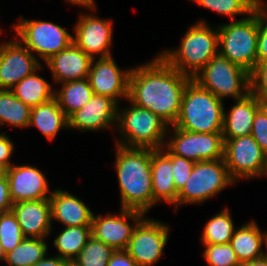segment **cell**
I'll return each instance as SVG.
<instances>
[{"label": "cell", "instance_id": "38", "mask_svg": "<svg viewBox=\"0 0 267 266\" xmlns=\"http://www.w3.org/2000/svg\"><path fill=\"white\" fill-rule=\"evenodd\" d=\"M267 61V8L259 4V31L257 39V63Z\"/></svg>", "mask_w": 267, "mask_h": 266}, {"label": "cell", "instance_id": "33", "mask_svg": "<svg viewBox=\"0 0 267 266\" xmlns=\"http://www.w3.org/2000/svg\"><path fill=\"white\" fill-rule=\"evenodd\" d=\"M115 250L91 237L75 258L81 266H107Z\"/></svg>", "mask_w": 267, "mask_h": 266}, {"label": "cell", "instance_id": "29", "mask_svg": "<svg viewBox=\"0 0 267 266\" xmlns=\"http://www.w3.org/2000/svg\"><path fill=\"white\" fill-rule=\"evenodd\" d=\"M91 237V226L64 227L53 240L58 253L56 255L64 259H75Z\"/></svg>", "mask_w": 267, "mask_h": 266}, {"label": "cell", "instance_id": "40", "mask_svg": "<svg viewBox=\"0 0 267 266\" xmlns=\"http://www.w3.org/2000/svg\"><path fill=\"white\" fill-rule=\"evenodd\" d=\"M15 144L9 134L0 133V171L5 172L12 164L10 160L14 153Z\"/></svg>", "mask_w": 267, "mask_h": 266}, {"label": "cell", "instance_id": "1", "mask_svg": "<svg viewBox=\"0 0 267 266\" xmlns=\"http://www.w3.org/2000/svg\"><path fill=\"white\" fill-rule=\"evenodd\" d=\"M190 79L157 54L146 63L132 67L128 100L155 113L169 126H173Z\"/></svg>", "mask_w": 267, "mask_h": 266}, {"label": "cell", "instance_id": "11", "mask_svg": "<svg viewBox=\"0 0 267 266\" xmlns=\"http://www.w3.org/2000/svg\"><path fill=\"white\" fill-rule=\"evenodd\" d=\"M165 146L174 155L195 163L224 158L222 133H196L169 126Z\"/></svg>", "mask_w": 267, "mask_h": 266}, {"label": "cell", "instance_id": "22", "mask_svg": "<svg viewBox=\"0 0 267 266\" xmlns=\"http://www.w3.org/2000/svg\"><path fill=\"white\" fill-rule=\"evenodd\" d=\"M261 100L251 92L235 100L228 114L224 107L223 139H234L251 134L254 117L260 109Z\"/></svg>", "mask_w": 267, "mask_h": 266}, {"label": "cell", "instance_id": "30", "mask_svg": "<svg viewBox=\"0 0 267 266\" xmlns=\"http://www.w3.org/2000/svg\"><path fill=\"white\" fill-rule=\"evenodd\" d=\"M222 211L212 216L202 230L201 244H228L236 229L232 214L225 206Z\"/></svg>", "mask_w": 267, "mask_h": 266}, {"label": "cell", "instance_id": "7", "mask_svg": "<svg viewBox=\"0 0 267 266\" xmlns=\"http://www.w3.org/2000/svg\"><path fill=\"white\" fill-rule=\"evenodd\" d=\"M192 79L223 102L224 98L238 100L250 93V73L219 53Z\"/></svg>", "mask_w": 267, "mask_h": 266}, {"label": "cell", "instance_id": "16", "mask_svg": "<svg viewBox=\"0 0 267 266\" xmlns=\"http://www.w3.org/2000/svg\"><path fill=\"white\" fill-rule=\"evenodd\" d=\"M132 68L121 69L112 56L92 59L88 80L94 94L112 98L118 104L128 100ZM120 100V101H119Z\"/></svg>", "mask_w": 267, "mask_h": 266}, {"label": "cell", "instance_id": "32", "mask_svg": "<svg viewBox=\"0 0 267 266\" xmlns=\"http://www.w3.org/2000/svg\"><path fill=\"white\" fill-rule=\"evenodd\" d=\"M204 9L218 15L229 16L230 21L237 20L239 15L248 16L263 0H191Z\"/></svg>", "mask_w": 267, "mask_h": 266}, {"label": "cell", "instance_id": "35", "mask_svg": "<svg viewBox=\"0 0 267 266\" xmlns=\"http://www.w3.org/2000/svg\"><path fill=\"white\" fill-rule=\"evenodd\" d=\"M203 259L208 266H240V262L231 246L228 244H202Z\"/></svg>", "mask_w": 267, "mask_h": 266}, {"label": "cell", "instance_id": "37", "mask_svg": "<svg viewBox=\"0 0 267 266\" xmlns=\"http://www.w3.org/2000/svg\"><path fill=\"white\" fill-rule=\"evenodd\" d=\"M250 92L260 100L267 99V61L257 63L250 72Z\"/></svg>", "mask_w": 267, "mask_h": 266}, {"label": "cell", "instance_id": "42", "mask_svg": "<svg viewBox=\"0 0 267 266\" xmlns=\"http://www.w3.org/2000/svg\"><path fill=\"white\" fill-rule=\"evenodd\" d=\"M107 266H139L126 250H116Z\"/></svg>", "mask_w": 267, "mask_h": 266}, {"label": "cell", "instance_id": "21", "mask_svg": "<svg viewBox=\"0 0 267 266\" xmlns=\"http://www.w3.org/2000/svg\"><path fill=\"white\" fill-rule=\"evenodd\" d=\"M49 200L53 222L56 220L64 227L91 226L94 213L81 198L68 190L55 189Z\"/></svg>", "mask_w": 267, "mask_h": 266}, {"label": "cell", "instance_id": "24", "mask_svg": "<svg viewBox=\"0 0 267 266\" xmlns=\"http://www.w3.org/2000/svg\"><path fill=\"white\" fill-rule=\"evenodd\" d=\"M230 244L241 263L265 256L266 231L263 232L254 220L235 229Z\"/></svg>", "mask_w": 267, "mask_h": 266}, {"label": "cell", "instance_id": "17", "mask_svg": "<svg viewBox=\"0 0 267 266\" xmlns=\"http://www.w3.org/2000/svg\"><path fill=\"white\" fill-rule=\"evenodd\" d=\"M118 103L110 97L93 94L90 100L68 117V129L83 132L116 128Z\"/></svg>", "mask_w": 267, "mask_h": 266}, {"label": "cell", "instance_id": "47", "mask_svg": "<svg viewBox=\"0 0 267 266\" xmlns=\"http://www.w3.org/2000/svg\"><path fill=\"white\" fill-rule=\"evenodd\" d=\"M260 108L266 113L267 115V99L261 100Z\"/></svg>", "mask_w": 267, "mask_h": 266}, {"label": "cell", "instance_id": "5", "mask_svg": "<svg viewBox=\"0 0 267 266\" xmlns=\"http://www.w3.org/2000/svg\"><path fill=\"white\" fill-rule=\"evenodd\" d=\"M125 108L118 105L116 144L127 148L161 149L166 144L169 125L155 113L129 100ZM118 138V139H117Z\"/></svg>", "mask_w": 267, "mask_h": 266}, {"label": "cell", "instance_id": "41", "mask_svg": "<svg viewBox=\"0 0 267 266\" xmlns=\"http://www.w3.org/2000/svg\"><path fill=\"white\" fill-rule=\"evenodd\" d=\"M12 206L7 175L0 171V214L11 211Z\"/></svg>", "mask_w": 267, "mask_h": 266}, {"label": "cell", "instance_id": "15", "mask_svg": "<svg viewBox=\"0 0 267 266\" xmlns=\"http://www.w3.org/2000/svg\"><path fill=\"white\" fill-rule=\"evenodd\" d=\"M41 65V61L15 35L13 40L2 41L0 44V90H10Z\"/></svg>", "mask_w": 267, "mask_h": 266}, {"label": "cell", "instance_id": "39", "mask_svg": "<svg viewBox=\"0 0 267 266\" xmlns=\"http://www.w3.org/2000/svg\"><path fill=\"white\" fill-rule=\"evenodd\" d=\"M251 135L267 154V115L261 108L254 117Z\"/></svg>", "mask_w": 267, "mask_h": 266}, {"label": "cell", "instance_id": "4", "mask_svg": "<svg viewBox=\"0 0 267 266\" xmlns=\"http://www.w3.org/2000/svg\"><path fill=\"white\" fill-rule=\"evenodd\" d=\"M224 107L222 100L190 79L173 126L196 133H222Z\"/></svg>", "mask_w": 267, "mask_h": 266}, {"label": "cell", "instance_id": "19", "mask_svg": "<svg viewBox=\"0 0 267 266\" xmlns=\"http://www.w3.org/2000/svg\"><path fill=\"white\" fill-rule=\"evenodd\" d=\"M25 238H47L52 234L49 198L13 203L11 208Z\"/></svg>", "mask_w": 267, "mask_h": 266}, {"label": "cell", "instance_id": "43", "mask_svg": "<svg viewBox=\"0 0 267 266\" xmlns=\"http://www.w3.org/2000/svg\"><path fill=\"white\" fill-rule=\"evenodd\" d=\"M64 260H65L64 258L57 255H54L52 257L46 255L44 258L35 263L33 266H63Z\"/></svg>", "mask_w": 267, "mask_h": 266}, {"label": "cell", "instance_id": "44", "mask_svg": "<svg viewBox=\"0 0 267 266\" xmlns=\"http://www.w3.org/2000/svg\"><path fill=\"white\" fill-rule=\"evenodd\" d=\"M66 1L71 5L80 6L81 8L90 10V12H95L97 8L95 0H66Z\"/></svg>", "mask_w": 267, "mask_h": 266}, {"label": "cell", "instance_id": "25", "mask_svg": "<svg viewBox=\"0 0 267 266\" xmlns=\"http://www.w3.org/2000/svg\"><path fill=\"white\" fill-rule=\"evenodd\" d=\"M29 127H36L48 140L53 141L62 129H68V118L55 98L31 108Z\"/></svg>", "mask_w": 267, "mask_h": 266}, {"label": "cell", "instance_id": "50", "mask_svg": "<svg viewBox=\"0 0 267 266\" xmlns=\"http://www.w3.org/2000/svg\"><path fill=\"white\" fill-rule=\"evenodd\" d=\"M262 4L267 8V2L262 1Z\"/></svg>", "mask_w": 267, "mask_h": 266}, {"label": "cell", "instance_id": "26", "mask_svg": "<svg viewBox=\"0 0 267 266\" xmlns=\"http://www.w3.org/2000/svg\"><path fill=\"white\" fill-rule=\"evenodd\" d=\"M43 68L42 63L35 72L23 78L10 89L18 99L31 108L54 98V88L44 77L39 75L38 71Z\"/></svg>", "mask_w": 267, "mask_h": 266}, {"label": "cell", "instance_id": "23", "mask_svg": "<svg viewBox=\"0 0 267 266\" xmlns=\"http://www.w3.org/2000/svg\"><path fill=\"white\" fill-rule=\"evenodd\" d=\"M153 206L164 202L177 209L178 192L175 188L171 159L161 150L151 152Z\"/></svg>", "mask_w": 267, "mask_h": 266}, {"label": "cell", "instance_id": "45", "mask_svg": "<svg viewBox=\"0 0 267 266\" xmlns=\"http://www.w3.org/2000/svg\"><path fill=\"white\" fill-rule=\"evenodd\" d=\"M240 266H267V256L265 255L253 261L241 263Z\"/></svg>", "mask_w": 267, "mask_h": 266}, {"label": "cell", "instance_id": "20", "mask_svg": "<svg viewBox=\"0 0 267 266\" xmlns=\"http://www.w3.org/2000/svg\"><path fill=\"white\" fill-rule=\"evenodd\" d=\"M91 62L92 58L72 42L44 64L51 71L52 82L62 84L88 78Z\"/></svg>", "mask_w": 267, "mask_h": 266}, {"label": "cell", "instance_id": "13", "mask_svg": "<svg viewBox=\"0 0 267 266\" xmlns=\"http://www.w3.org/2000/svg\"><path fill=\"white\" fill-rule=\"evenodd\" d=\"M144 216L146 215L141 211L123 208H120L117 214L94 213L91 223L92 237L109 245L115 251L126 250L134 228Z\"/></svg>", "mask_w": 267, "mask_h": 266}, {"label": "cell", "instance_id": "46", "mask_svg": "<svg viewBox=\"0 0 267 266\" xmlns=\"http://www.w3.org/2000/svg\"><path fill=\"white\" fill-rule=\"evenodd\" d=\"M63 266H81L76 259H65Z\"/></svg>", "mask_w": 267, "mask_h": 266}, {"label": "cell", "instance_id": "28", "mask_svg": "<svg viewBox=\"0 0 267 266\" xmlns=\"http://www.w3.org/2000/svg\"><path fill=\"white\" fill-rule=\"evenodd\" d=\"M31 107L18 99L10 90H0V128L10 125L29 128Z\"/></svg>", "mask_w": 267, "mask_h": 266}, {"label": "cell", "instance_id": "6", "mask_svg": "<svg viewBox=\"0 0 267 266\" xmlns=\"http://www.w3.org/2000/svg\"><path fill=\"white\" fill-rule=\"evenodd\" d=\"M218 53L249 73L257 64L259 5L248 16L217 24Z\"/></svg>", "mask_w": 267, "mask_h": 266}, {"label": "cell", "instance_id": "48", "mask_svg": "<svg viewBox=\"0 0 267 266\" xmlns=\"http://www.w3.org/2000/svg\"><path fill=\"white\" fill-rule=\"evenodd\" d=\"M4 260H5V253H4L3 248L0 244V261L4 262Z\"/></svg>", "mask_w": 267, "mask_h": 266}, {"label": "cell", "instance_id": "10", "mask_svg": "<svg viewBox=\"0 0 267 266\" xmlns=\"http://www.w3.org/2000/svg\"><path fill=\"white\" fill-rule=\"evenodd\" d=\"M223 159L230 177L236 183L265 175L267 154L251 134L234 139H224Z\"/></svg>", "mask_w": 267, "mask_h": 266}, {"label": "cell", "instance_id": "12", "mask_svg": "<svg viewBox=\"0 0 267 266\" xmlns=\"http://www.w3.org/2000/svg\"><path fill=\"white\" fill-rule=\"evenodd\" d=\"M169 230L166 223L144 216L134 228L126 251L139 266H152L162 258Z\"/></svg>", "mask_w": 267, "mask_h": 266}, {"label": "cell", "instance_id": "34", "mask_svg": "<svg viewBox=\"0 0 267 266\" xmlns=\"http://www.w3.org/2000/svg\"><path fill=\"white\" fill-rule=\"evenodd\" d=\"M25 236L12 211L0 214V244L5 254L17 247Z\"/></svg>", "mask_w": 267, "mask_h": 266}, {"label": "cell", "instance_id": "36", "mask_svg": "<svg viewBox=\"0 0 267 266\" xmlns=\"http://www.w3.org/2000/svg\"><path fill=\"white\" fill-rule=\"evenodd\" d=\"M161 150L172 161L173 180L175 183L176 191L179 193L184 187L185 182L188 180L195 162L174 155L166 146H163Z\"/></svg>", "mask_w": 267, "mask_h": 266}, {"label": "cell", "instance_id": "31", "mask_svg": "<svg viewBox=\"0 0 267 266\" xmlns=\"http://www.w3.org/2000/svg\"><path fill=\"white\" fill-rule=\"evenodd\" d=\"M47 238H25L12 251L5 254L7 266H33L48 254Z\"/></svg>", "mask_w": 267, "mask_h": 266}, {"label": "cell", "instance_id": "3", "mask_svg": "<svg viewBox=\"0 0 267 266\" xmlns=\"http://www.w3.org/2000/svg\"><path fill=\"white\" fill-rule=\"evenodd\" d=\"M214 26H216L214 28ZM200 19L188 27L179 48L158 54L173 68L191 79L218 53L217 25Z\"/></svg>", "mask_w": 267, "mask_h": 266}, {"label": "cell", "instance_id": "8", "mask_svg": "<svg viewBox=\"0 0 267 266\" xmlns=\"http://www.w3.org/2000/svg\"><path fill=\"white\" fill-rule=\"evenodd\" d=\"M234 184L236 182L230 177L224 159L196 162L178 193L177 208L203 204Z\"/></svg>", "mask_w": 267, "mask_h": 266}, {"label": "cell", "instance_id": "14", "mask_svg": "<svg viewBox=\"0 0 267 266\" xmlns=\"http://www.w3.org/2000/svg\"><path fill=\"white\" fill-rule=\"evenodd\" d=\"M88 13L79 15L73 27V42L92 59L96 56L98 58L112 56L113 20Z\"/></svg>", "mask_w": 267, "mask_h": 266}, {"label": "cell", "instance_id": "27", "mask_svg": "<svg viewBox=\"0 0 267 266\" xmlns=\"http://www.w3.org/2000/svg\"><path fill=\"white\" fill-rule=\"evenodd\" d=\"M54 88V98L68 118L72 113L81 109L94 94L88 78L69 81Z\"/></svg>", "mask_w": 267, "mask_h": 266}, {"label": "cell", "instance_id": "9", "mask_svg": "<svg viewBox=\"0 0 267 266\" xmlns=\"http://www.w3.org/2000/svg\"><path fill=\"white\" fill-rule=\"evenodd\" d=\"M12 26L15 37L43 63L73 42V34L52 21L28 20L21 15Z\"/></svg>", "mask_w": 267, "mask_h": 266}, {"label": "cell", "instance_id": "49", "mask_svg": "<svg viewBox=\"0 0 267 266\" xmlns=\"http://www.w3.org/2000/svg\"><path fill=\"white\" fill-rule=\"evenodd\" d=\"M265 255L267 256V230H266V245H265Z\"/></svg>", "mask_w": 267, "mask_h": 266}, {"label": "cell", "instance_id": "2", "mask_svg": "<svg viewBox=\"0 0 267 266\" xmlns=\"http://www.w3.org/2000/svg\"><path fill=\"white\" fill-rule=\"evenodd\" d=\"M115 145L120 208L141 211L147 216L153 207L151 152L154 149Z\"/></svg>", "mask_w": 267, "mask_h": 266}, {"label": "cell", "instance_id": "18", "mask_svg": "<svg viewBox=\"0 0 267 266\" xmlns=\"http://www.w3.org/2000/svg\"><path fill=\"white\" fill-rule=\"evenodd\" d=\"M13 203L50 198L51 190L44 173L34 165H11L5 171Z\"/></svg>", "mask_w": 267, "mask_h": 266}]
</instances>
